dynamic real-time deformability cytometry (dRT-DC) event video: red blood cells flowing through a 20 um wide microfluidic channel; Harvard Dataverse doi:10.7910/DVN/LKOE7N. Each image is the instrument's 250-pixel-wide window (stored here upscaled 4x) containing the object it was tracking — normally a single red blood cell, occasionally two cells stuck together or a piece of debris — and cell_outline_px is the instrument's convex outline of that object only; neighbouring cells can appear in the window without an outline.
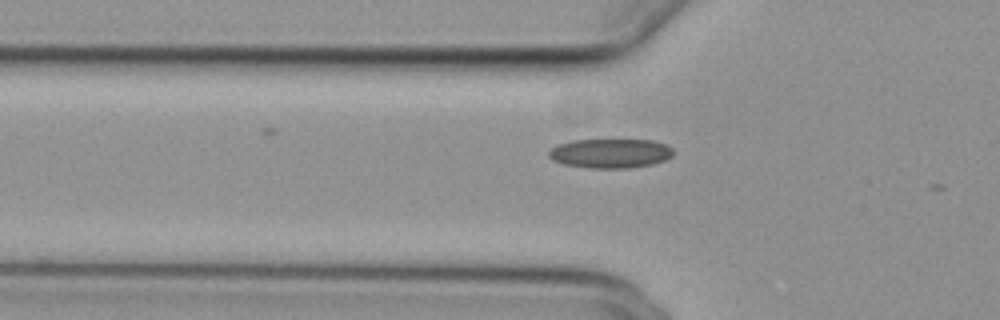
{"species": "common noctule bat (a hibernating species)", "species_latin": "Nyctalus noctula", "temperature_condition": "cold", "stored_images_in_passage": 4, "camera_frame_rate_fps": 3000, "um_per_image_px": 0.085, "animal": {"sex": "female", "body_mass_g": 29.2, "forearm_length_mm": 56.3}, "frame": {"image": 1, "passage_image": 2, "time_ms": 0.333, "image_size_px": [1000, 320], "cell_outline_px": [[672, 156], [664, 160], [652, 164], [628, 168], [588, 168], [564, 164], [552, 160], [548, 156], [548, 152], [556, 144], [572, 140], [652, 140], [664, 144], [672, 148]], "centroid_in_image_um": [51.84, 13.03], "position_along_channel_um": 74.0, "area_um2": 21.27}}